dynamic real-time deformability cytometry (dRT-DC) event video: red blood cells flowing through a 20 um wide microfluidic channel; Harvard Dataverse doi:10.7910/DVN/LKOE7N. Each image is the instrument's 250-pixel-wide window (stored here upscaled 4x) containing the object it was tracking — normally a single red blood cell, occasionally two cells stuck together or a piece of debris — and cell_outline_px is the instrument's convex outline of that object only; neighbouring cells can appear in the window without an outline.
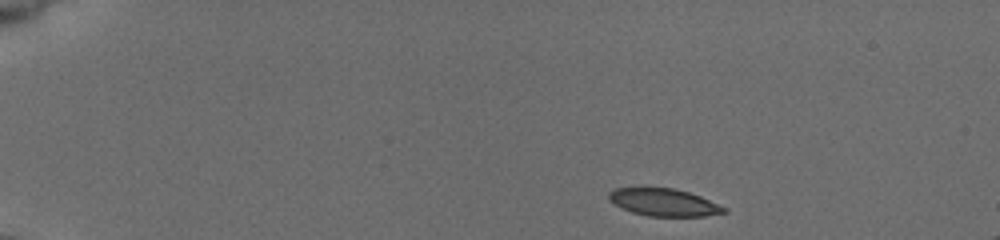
{"species": "common noctule bat (a hibernating species)", "species_latin": "Nyctalus noctula", "temperature_condition": "cold", "stored_images_in_passage": 46, "camera_frame_rate_fps": 3000, "um_per_image_px": 0.085, "animal": {"sex": "female", "body_mass_g": 19.5, "forearm_length_mm": 54.1}, "frame": {"image": 1, "passage_image": 1, "time_ms": 0.0, "image_size_px": [1000, 240], "cell_outline_px": [[728, 212], [704, 216], [648, 216], [632, 212], [620, 208], [608, 200], [608, 192], [616, 188], [640, 184], [672, 188], [688, 192], [700, 196], [728, 208]], "centroid_in_image_um": [56.34, 17.15], "position_along_channel_um": 28.7, "area_um2": 19.25}}
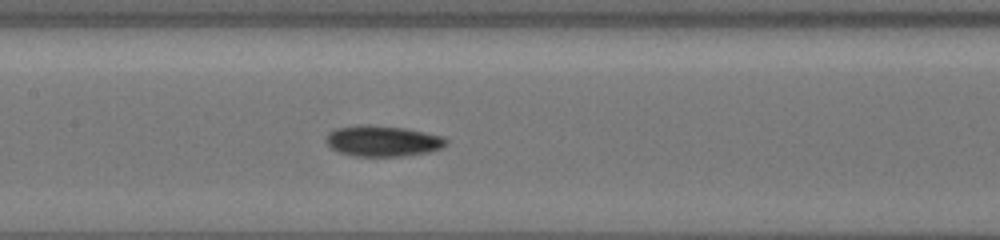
{"frame": {"image": 2, "passage_image": 20, "time_ms": 6.333, "image_size_px": [1000, 240], "cell_outline_px": [[448, 144], [440, 148], [428, 152], [408, 156], [352, 156], [340, 152], [332, 148], [324, 140], [328, 132], [336, 128], [404, 128], [444, 136], [448, 140]], "centroid_in_image_um": [32.59, 12.04], "position_along_channel_um": 174.8, "area_um2": 20.69}}
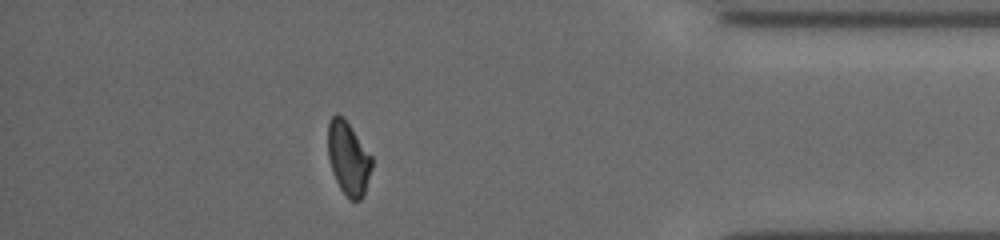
{"frame": {"image": 3, "passage_image": 40, "time_ms": 13.0, "image_size_px": [1000, 240], "cell_outline_px": [[372, 168], [364, 196], [360, 200], [348, 200], [340, 188], [332, 172], [328, 156], [328, 124], [332, 116], [340, 116], [348, 124], [372, 156]], "centroid_in_image_um": [29.61, 13.53], "position_along_channel_um": 405.6, "area_um2": 18.55}, "authors_computed_cell_mechanics": {"area_um2": 19.941, "velocity_mm_per_s": 3.8979, "shape_relaxation_time_tau1_ms": 4.6832, "shape_relaxation_time_tau2_ms": 8.7183, "deformation_change_tau1": 0.1602, "deformation_change_tau2": 0.1441}}